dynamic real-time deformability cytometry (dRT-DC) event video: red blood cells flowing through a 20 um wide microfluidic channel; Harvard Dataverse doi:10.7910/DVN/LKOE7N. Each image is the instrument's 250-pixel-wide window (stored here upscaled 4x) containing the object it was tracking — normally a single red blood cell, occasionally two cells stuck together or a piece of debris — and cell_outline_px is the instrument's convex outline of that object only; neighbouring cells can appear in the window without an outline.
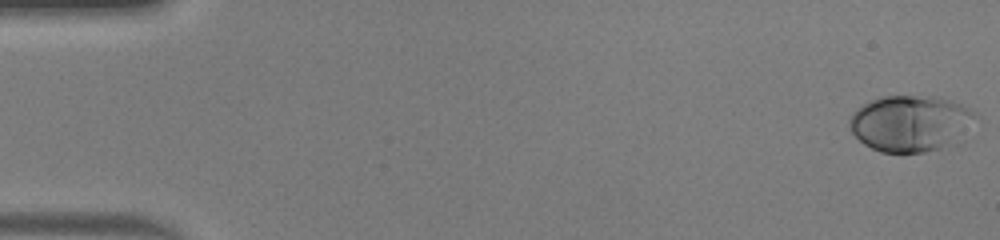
{"species": "human", "species_latin": "Homo sapiens", "temperature_condition": "warm", "stored_images_in_passage": 50, "camera_frame_rate_fps": 3000, "um_per_image_px": 0.085, "donor": {"sex": "male"}, "frame": {"image": 1, "passage_image": 1, "time_ms": 0.0, "image_size_px": [1000, 240], "cell_outline_px": [[976, 116], [940, 148], [924, 152], [880, 152], [864, 144], [852, 132], [848, 124], [848, 120], [852, 112], [856, 108], [872, 100], [884, 96], [936, 96], [972, 108], [976, 112]], "centroid_in_image_um": [77.25, 10.44], "position_along_channel_um": 7.8, "area_um2": 39.94}}
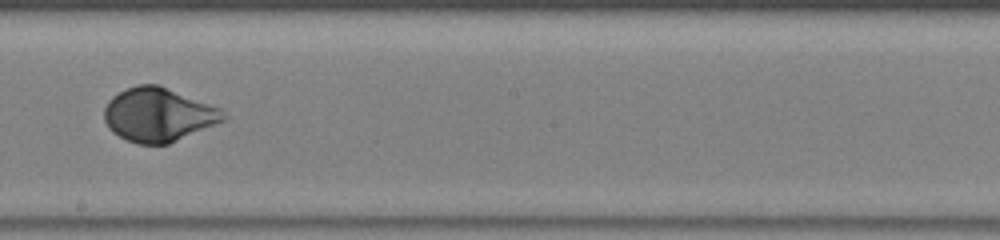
{"frame": {"image": 2, "passage_image": 29, "time_ms": 9.333, "image_size_px": [1000, 240], "cell_outline_px": [[228, 116], [224, 120], [168, 144], [136, 144], [112, 132], [108, 128], [104, 120], [104, 108], [108, 100], [112, 96], [136, 84], [160, 84], [220, 108]], "centroid_in_image_um": [13.43, 9.74], "position_along_channel_um": 234.8, "area_um2": 37.28}}
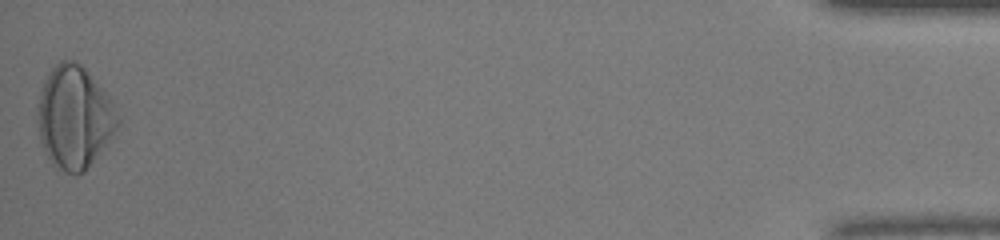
{"frame": {"image": 3, "passage_image": 50, "time_ms": 16.333, "image_size_px": [1000, 240], "cell_outline_px": [[120, 124], [112, 136], [84, 172], [76, 176], [56, 172], [40, 144], [36, 120], [36, 104], [44, 80], [52, 68], [60, 60], [76, 60], [84, 68], [116, 104], [120, 120]], "centroid_in_image_um": [6.28, 10.02], "position_along_channel_um": 428.9, "area_um2": 48.9}, "authors_computed_cell_mechanics": {"area_um2": 37.3388, "velocity_mm_per_s": 4.1199, "shape_relaxation_time_tau1_ms": 2.3539, "shape_relaxation_time_tau2_ms": null, "deformation_change_tau1": 0.1678, "deformation_change_tau2": null}}